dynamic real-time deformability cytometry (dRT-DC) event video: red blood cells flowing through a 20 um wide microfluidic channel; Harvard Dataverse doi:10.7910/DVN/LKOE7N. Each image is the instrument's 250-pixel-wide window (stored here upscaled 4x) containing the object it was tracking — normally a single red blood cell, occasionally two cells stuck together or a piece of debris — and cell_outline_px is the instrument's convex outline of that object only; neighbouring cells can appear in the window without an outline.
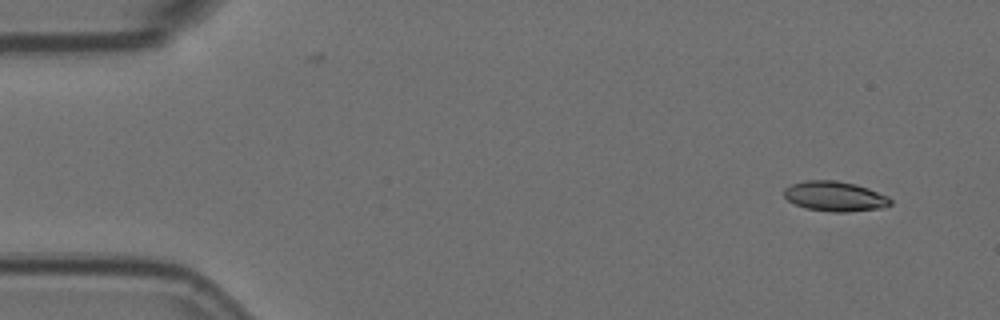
{"species": "Egyptian fruit bat (a non-hibernating species)", "species_latin": "Rousettus aegyptiacus", "temperature_condition": "room temperature", "stored_images_in_passage": 4, "camera_frame_rate_fps": 3000, "um_per_image_px": 0.085, "animal": {"sex": "female"}, "frame": {"image": 1, "passage_image": 1, "time_ms": 0.0, "image_size_px": [1000, 320], "cell_outline_px": [[892, 204], [884, 208], [848, 212], [832, 212], [804, 208], [788, 200], [784, 196], [784, 188], [792, 184], [804, 180], [836, 180], [856, 184], [868, 188], [888, 196], [892, 200]], "centroid_in_image_um": [70.99, 16.69], "position_along_channel_um": 14.0, "area_um2": 18.79}}